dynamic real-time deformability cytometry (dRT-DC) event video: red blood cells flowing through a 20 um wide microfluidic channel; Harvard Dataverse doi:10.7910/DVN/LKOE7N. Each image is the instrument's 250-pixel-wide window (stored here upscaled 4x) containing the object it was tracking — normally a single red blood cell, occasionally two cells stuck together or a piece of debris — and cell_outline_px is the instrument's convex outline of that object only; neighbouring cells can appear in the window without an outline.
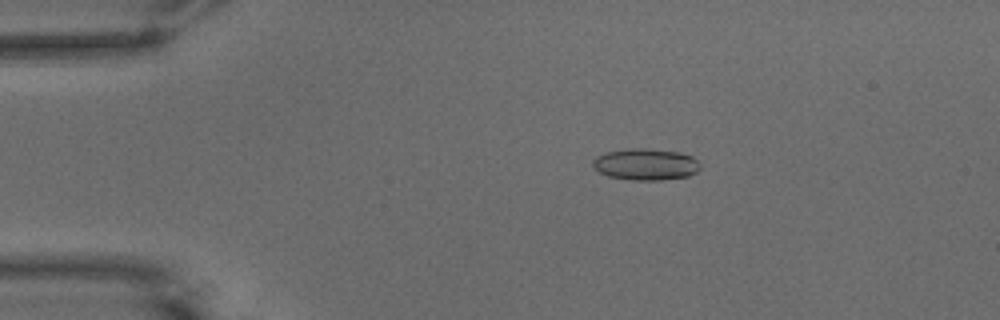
{"species": "common noctule bat (a hibernating species)", "species_latin": "Nyctalus noctula", "temperature_condition": "warm", "stored_images_in_passage": 57, "camera_frame_rate_fps": 3000, "um_per_image_px": 0.085, "animal": {"sex": "male", "body_mass_g": 15.6}, "frame": {"image": 1, "passage_image": 11, "time_ms": 3.333, "image_size_px": [1000, 320], "cell_outline_px": [[700, 168], [696, 172], [688, 176], [660, 180], [632, 180], [608, 176], [600, 172], [592, 164], [592, 160], [596, 156], [604, 152], [628, 148], [644, 148], [676, 152], [692, 156], [700, 164]], "centroid_in_image_um": [54.86, 13.96], "position_along_channel_um": 30.1, "area_um2": 19.71}}
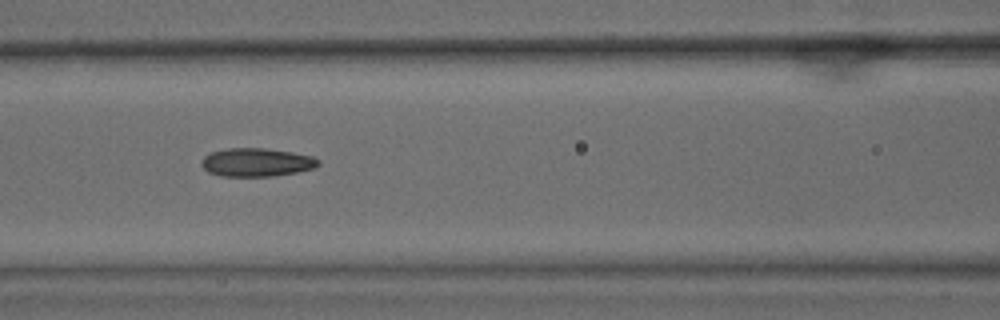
{"frame": {"image": 2, "passage_image": 25, "time_ms": 8.0, "image_size_px": [1000, 320], "cell_outline_px": [[320, 164], [316, 168], [296, 172], [272, 176], [220, 176], [208, 172], [200, 164], [204, 156], [212, 152], [228, 148], [264, 148], [292, 152], [312, 156], [320, 160]], "centroid_in_image_um": [21.82, 13.8], "position_along_channel_um": 144.8, "area_um2": 19.36}}
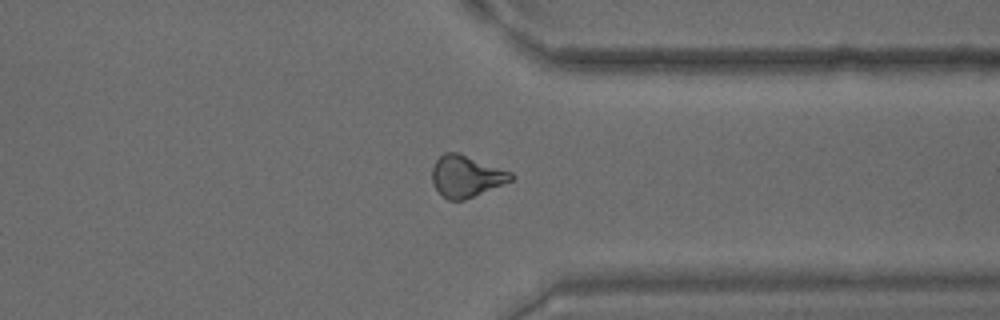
{"frame": {"image": 3, "passage_image": 44, "time_ms": 14.333, "image_size_px": [1000, 320], "cell_outline_px": [[516, 176], [512, 180], [464, 200], [448, 200], [432, 184], [432, 168], [436, 160], [444, 152], [460, 152], [512, 172]], "centroid_in_image_um": [39.63, 14.95], "position_along_channel_um": 371.8, "area_um2": 19.13}, "authors_computed_cell_mechanics": {"area_um2": 19.1896, "velocity_mm_per_s": 3.6137, "shape_relaxation_time_tau1_ms": 11.2572, "shape_relaxation_time_tau2_ms": 2.6467, "deformation_change_tau1": 0.2222, "deformation_change_tau2": 0.0972}}